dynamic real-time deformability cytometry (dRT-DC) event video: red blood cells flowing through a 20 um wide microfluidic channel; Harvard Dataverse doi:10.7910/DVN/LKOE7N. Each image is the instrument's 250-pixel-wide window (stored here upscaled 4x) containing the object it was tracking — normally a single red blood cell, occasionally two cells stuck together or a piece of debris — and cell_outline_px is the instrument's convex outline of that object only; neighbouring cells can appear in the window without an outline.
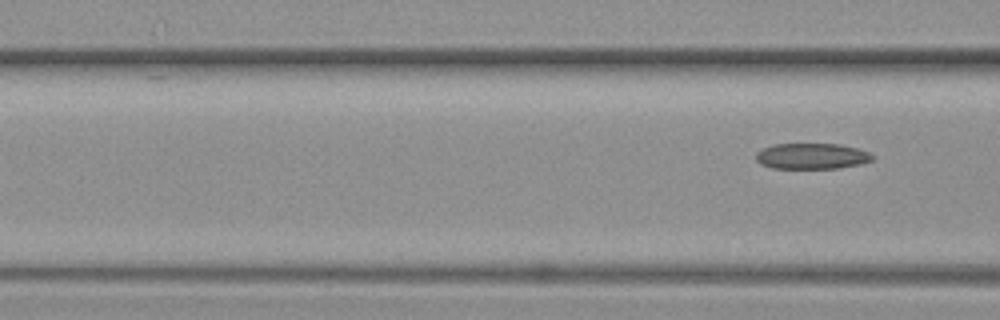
{"species": "common noctule bat (a hibernating species)", "species_latin": "Nyctalus noctula", "temperature_condition": "warm", "stored_images_in_passage": 9, "segment_of_instrument_passage": [2, 2], "camera_frame_rate_fps": 3000, "um_per_image_px": 0.085, "animal": {"sex": "female", "body_mass_g": 19.3, "forearm_length_mm": 54.1}, "frame": {"image": 1, "passage_image": 9, "time_ms": 2.667, "image_size_px": [1000, 320], "cell_outline_px": [[876, 156], [872, 160], [860, 164], [836, 168], [772, 168], [760, 164], [756, 160], [756, 152], [772, 144], [840, 144], [860, 148]], "centroid_in_image_um": [69.02, 13.26], "position_along_channel_um": 97.6, "area_um2": 17.63}}